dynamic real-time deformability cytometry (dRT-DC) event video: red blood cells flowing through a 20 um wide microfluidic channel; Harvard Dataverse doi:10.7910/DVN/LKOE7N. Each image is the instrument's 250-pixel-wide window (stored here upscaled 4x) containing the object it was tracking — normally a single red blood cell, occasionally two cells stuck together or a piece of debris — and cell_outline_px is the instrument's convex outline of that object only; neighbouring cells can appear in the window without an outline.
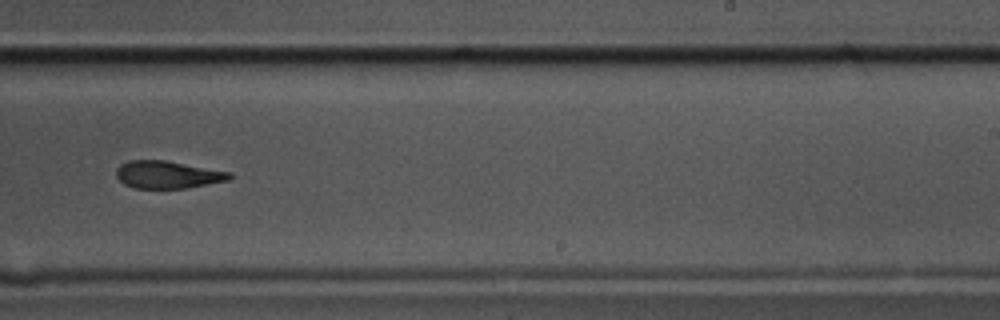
{"species": "common noctule bat (a hibernating species)", "species_latin": "Nyctalus noctula", "temperature_condition": "cold", "stored_images_in_passage": 13, "camera_frame_rate_fps": 3000, "um_per_image_px": 0.085, "animal": {"sex": "male", "body_mass_g": 17.5, "forearm_length_mm": 52.3}, "frame": {"image": 1, "passage_image": 8, "time_ms": 2.333, "image_size_px": [1000, 320], "cell_outline_px": [[232, 176], [228, 180], [184, 188], [132, 188], [124, 184], [116, 176], [116, 168], [120, 164], [128, 160], [164, 160], [232, 172]], "centroid_in_image_um": [14.21, 14.84], "position_along_channel_um": 274.8, "area_um2": 18.09}}
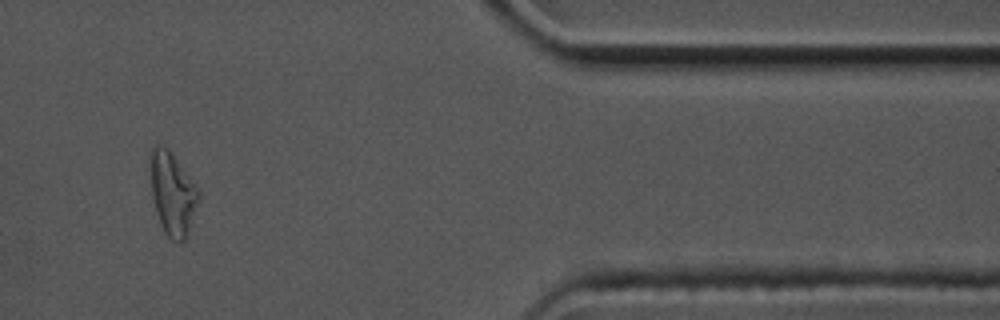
{"frame": {"image": 2, "passage_image": 11, "time_ms": 3.333, "image_size_px": [1000, 320], "cell_outline_px": [[200, 200], [188, 232], [184, 240], [172, 240], [164, 232], [160, 224], [152, 196], [152, 148], [156, 144], [160, 144], [168, 148], [200, 192]], "centroid_in_image_um": [14.69, 16.48], "position_along_channel_um": 396.7, "area_um2": 22.6}}